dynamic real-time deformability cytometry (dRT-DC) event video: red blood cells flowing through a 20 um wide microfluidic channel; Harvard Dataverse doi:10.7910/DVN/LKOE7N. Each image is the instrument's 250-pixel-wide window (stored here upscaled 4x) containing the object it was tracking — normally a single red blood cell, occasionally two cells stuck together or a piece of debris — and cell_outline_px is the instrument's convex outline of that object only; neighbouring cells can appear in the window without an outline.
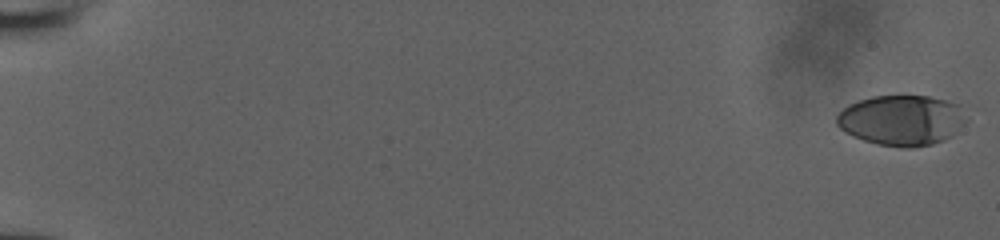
{"species": "human", "species_latin": "Homo sapiens", "temperature_condition": "room temperature", "stored_images_in_passage": 53, "camera_frame_rate_fps": 3000, "um_per_image_px": 0.085, "donor": {"sex": "male"}, "frame": {"image": 1, "passage_image": 1, "time_ms": 0.0, "image_size_px": [1000, 240], "cell_outline_px": [[968, 120], [952, 136], [944, 140], [932, 144], [912, 148], [904, 148], [876, 144], [864, 140], [840, 128], [836, 124], [836, 116], [848, 104], [872, 96], [928, 96], [960, 104]], "centroid_in_image_um": [76.68, 10.22], "position_along_channel_um": 8.3, "area_um2": 38.15}}
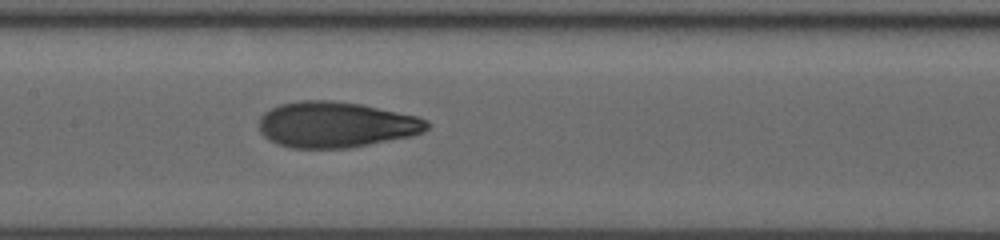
{"frame": {"image": 2, "passage_image": 29, "time_ms": 9.333, "image_size_px": [1000, 240], "cell_outline_px": [[432, 124], [424, 132], [412, 136], [348, 148], [292, 148], [268, 140], [260, 132], [260, 116], [264, 112], [280, 104], [300, 100], [332, 100], [360, 104], [416, 116], [428, 120]], "centroid_in_image_um": [28.56, 10.59], "position_along_channel_um": 178.8, "area_um2": 44.85}}
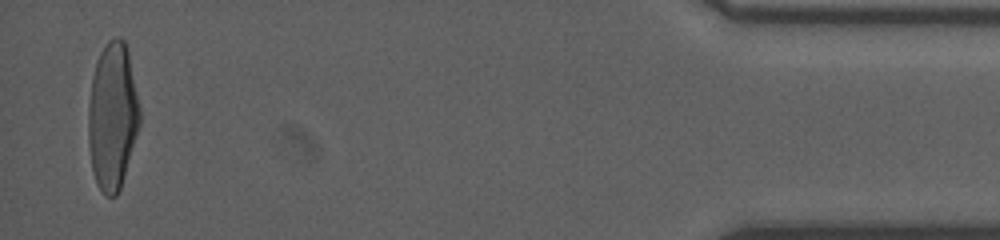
{"frame": {"image": 3, "passage_image": 52, "time_ms": 17.0, "image_size_px": [1000, 240], "cell_outline_px": [[140, 124], [124, 176], [120, 188], [116, 196], [104, 196], [96, 184], [92, 168], [88, 148], [88, 108], [92, 76], [100, 52], [108, 40], [112, 36], [120, 36], [124, 40], [128, 48], [140, 108]], "centroid_in_image_um": [9.56, 9.86], "position_along_channel_um": 425.6, "area_um2": 44.45}}